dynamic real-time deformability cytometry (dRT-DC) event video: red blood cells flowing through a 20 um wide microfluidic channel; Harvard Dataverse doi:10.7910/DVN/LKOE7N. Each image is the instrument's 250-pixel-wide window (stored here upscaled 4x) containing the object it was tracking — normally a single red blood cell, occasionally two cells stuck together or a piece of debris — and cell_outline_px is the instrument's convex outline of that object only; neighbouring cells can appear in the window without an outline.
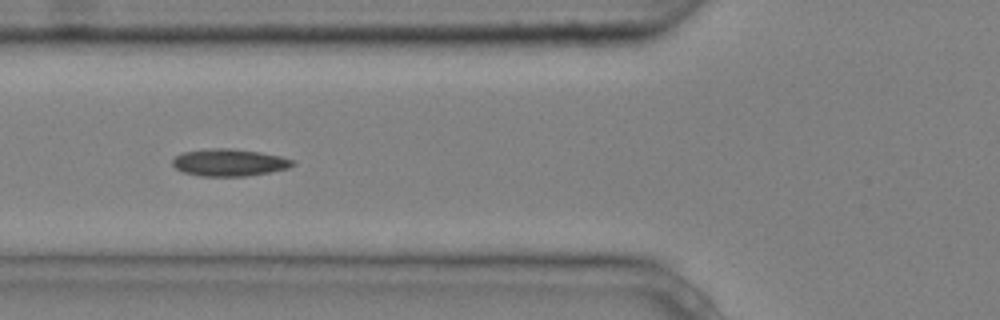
{"species": "common noctule bat (a hibernating species)", "species_latin": "Nyctalus noctula", "temperature_condition": "cold", "stored_images_in_passage": 7, "camera_frame_rate_fps": 3000, "um_per_image_px": 0.085, "animal": {"sex": "male", "body_mass_g": 20.4}, "frame": {"image": 1, "passage_image": 3, "time_ms": 0.667, "image_size_px": [1000, 320], "cell_outline_px": [[296, 164], [288, 168], [268, 172], [244, 176], [200, 176], [184, 172], [176, 168], [172, 164], [172, 160], [180, 152], [208, 148], [232, 148], [260, 152], [280, 156], [296, 160]], "centroid_in_image_um": [19.48, 13.8], "position_along_channel_um": 106.3, "area_um2": 19.13}}
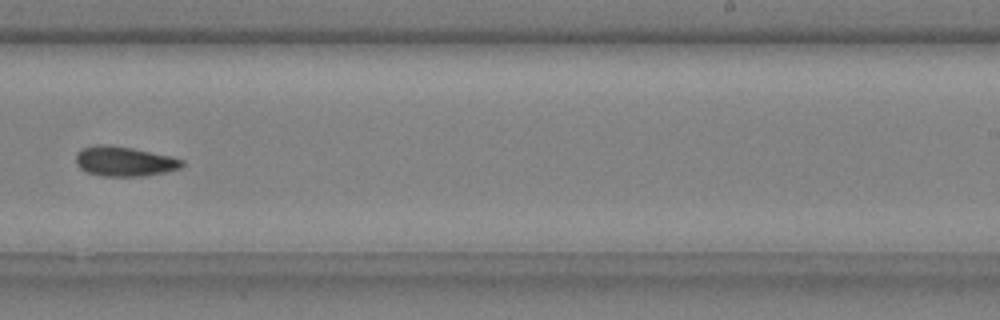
{"frame": {"image": 2, "passage_image": 7, "time_ms": 2.0, "image_size_px": [1000, 320], "cell_outline_px": [[184, 164], [180, 168], [164, 172], [144, 176], [100, 176], [88, 172], [80, 168], [76, 164], [76, 152], [84, 148], [96, 144], [108, 144], [132, 148], [172, 156], [184, 160]], "centroid_in_image_um": [10.57, 13.71], "position_along_channel_um": 278.4, "area_um2": 18.5}}